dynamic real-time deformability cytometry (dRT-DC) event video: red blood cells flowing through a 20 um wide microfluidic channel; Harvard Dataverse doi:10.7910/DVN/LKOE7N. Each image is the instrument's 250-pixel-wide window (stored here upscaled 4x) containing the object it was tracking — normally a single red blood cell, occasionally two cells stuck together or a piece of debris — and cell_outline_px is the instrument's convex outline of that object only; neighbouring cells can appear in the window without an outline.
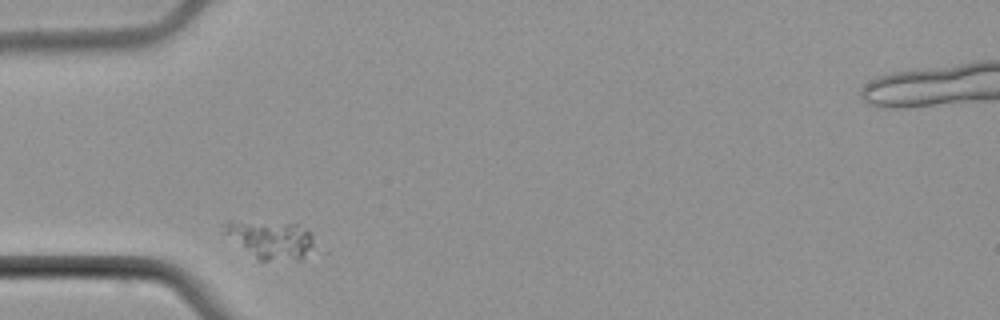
{"species": "common noctule bat (a hibernating species)", "species_latin": "Nyctalus noctula", "temperature_condition": "cold", "stored_images_in_passage": 2, "camera_frame_rate_fps": 3000, "um_per_image_px": 0.085, "animal": {"sex": "male", "body_mass_g": 21.5, "forearm_length_mm": 52.0}, "frame": {"image": 1, "passage_image": 1, "time_ms": 0.0, "image_size_px": [1000, 320], "cell_outline_px": [[312, 244], [304, 256], [300, 260], [256, 260], [224, 232], [224, 224], [228, 220], [296, 224], [312, 232]], "centroid_in_image_um": [22.98, 20.36], "position_along_channel_um": 62.0, "area_um2": 19.59}}